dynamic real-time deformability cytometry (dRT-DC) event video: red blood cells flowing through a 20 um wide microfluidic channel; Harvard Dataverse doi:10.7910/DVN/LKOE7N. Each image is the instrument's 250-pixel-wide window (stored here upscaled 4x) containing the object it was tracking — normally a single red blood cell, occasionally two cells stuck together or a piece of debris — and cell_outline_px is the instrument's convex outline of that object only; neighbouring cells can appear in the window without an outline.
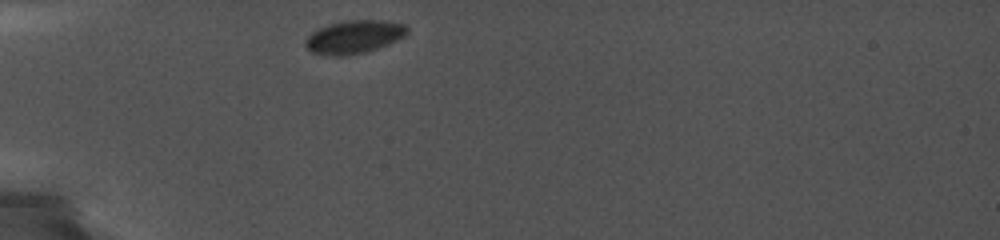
{"species": "common noctule bat (a hibernating species)", "species_latin": "Nyctalus noctula", "temperature_condition": "cold", "stored_images_in_passage": 27, "camera_frame_rate_fps": 5000, "um_per_image_px": 0.085, "animal": {"sex": "female", "body_mass_g": 19.0, "forearm_length_mm": 56.7}, "frame": {"image": 1, "passage_image": 1, "time_ms": 0.0, "image_size_px": [1000, 240], "cell_outline_px": [[408, 32], [404, 36], [388, 44], [364, 52], [348, 56], [324, 56], [312, 52], [304, 44], [304, 40], [312, 32], [328, 24], [344, 20], [380, 20], [404, 24], [408, 28]], "centroid_in_image_um": [30.06, 3.14], "position_along_channel_um": 54.9, "area_um2": 19.71}}
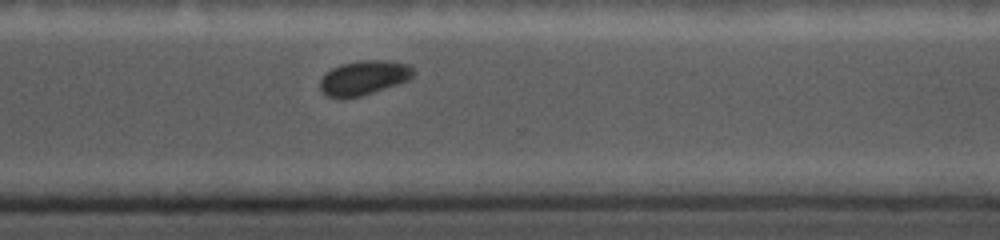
{"frame": {"image": 2, "passage_image": 20, "time_ms": 8.2, "image_size_px": [1000, 240], "cell_outline_px": [[416, 72], [408, 80], [360, 96], [340, 100], [328, 96], [320, 88], [320, 80], [332, 68], [340, 64], [364, 60], [388, 60], [408, 64]], "centroid_in_image_um": [30.92, 6.61], "position_along_channel_um": 339.7, "area_um2": 18.61}}
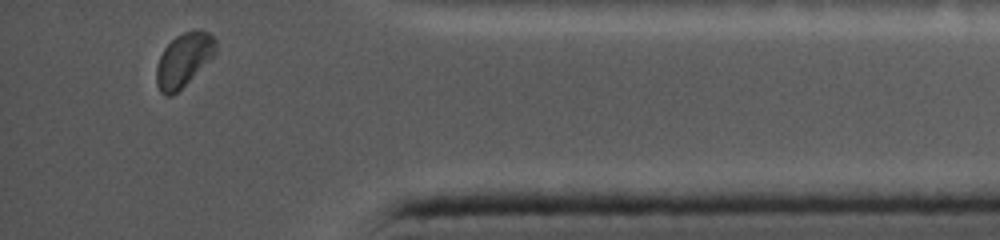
{"frame": {"image": 3, "passage_image": 26, "time_ms": 10.6, "image_size_px": [1000, 240], "cell_outline_px": [[216, 56], [172, 96], [164, 96], [160, 92], [156, 84], [156, 64], [164, 48], [176, 36], [184, 32], [208, 32], [216, 40]], "centroid_in_image_um": [15.61, 5.13], "position_along_channel_um": 419.6, "area_um2": 18.5}}